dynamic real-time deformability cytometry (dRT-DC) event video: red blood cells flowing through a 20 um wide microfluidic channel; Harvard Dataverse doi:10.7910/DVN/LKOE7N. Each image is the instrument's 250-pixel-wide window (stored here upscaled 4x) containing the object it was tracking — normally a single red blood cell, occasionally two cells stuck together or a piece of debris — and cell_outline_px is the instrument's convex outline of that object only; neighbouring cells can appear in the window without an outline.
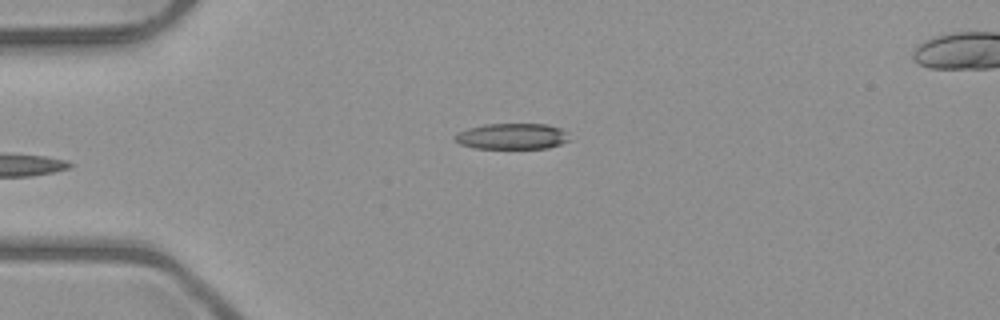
{"species": "common noctule bat (a hibernating species)", "species_latin": "Nyctalus noctula", "temperature_condition": "room temperature", "stored_images_in_passage": 35, "camera_frame_rate_fps": 3000, "um_per_image_px": 0.085, "animal": {"sex": "male", "body_mass_g": 23.1, "forearm_length_mm": 52.7}, "frame": {"image": 1, "passage_image": 1, "time_ms": 0.0, "image_size_px": [1000, 320], "cell_outline_px": [[572, 140], [548, 148], [476, 148], [460, 144], [452, 136], [456, 132], [468, 128], [484, 124], [548, 124], [560, 128]], "centroid_in_image_um": [43.51, 11.58], "position_along_channel_um": 41.5, "area_um2": 17.34}}
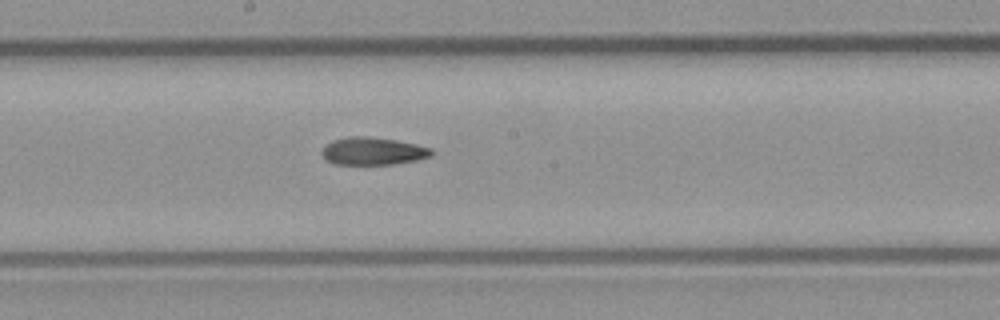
{"frame": {"image": 2, "passage_image": 16, "time_ms": 5.0, "image_size_px": [1000, 320], "cell_outline_px": [[436, 152], [432, 156], [416, 160], [396, 164], [336, 164], [324, 160], [320, 152], [332, 140], [348, 136], [364, 136], [396, 140], [416, 144], [432, 148]], "centroid_in_image_um": [31.72, 12.85], "position_along_channel_um": 216.5, "area_um2": 17.8}}
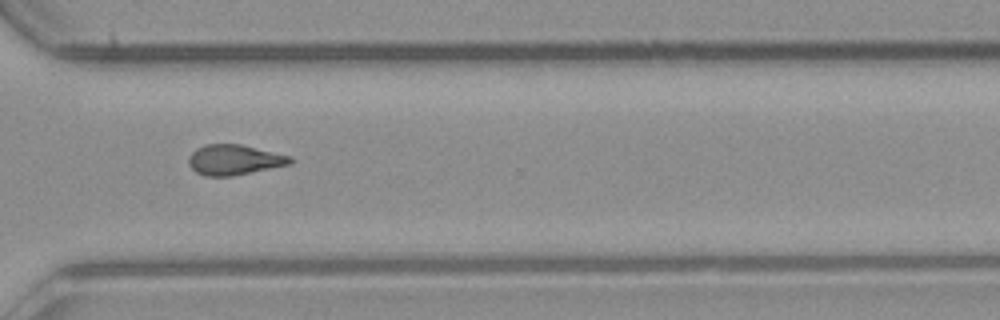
{"frame": {"image": 3, "passage_image": 26, "time_ms": 8.333, "image_size_px": [1000, 320], "cell_outline_px": [[296, 160], [292, 164], [232, 176], [204, 176], [196, 172], [188, 164], [188, 156], [196, 148], [204, 144], [240, 144], [292, 156]], "centroid_in_image_um": [19.93, 13.58], "position_along_channel_um": 350.7, "area_um2": 18.15}, "authors_computed_cell_mechanics": {"area_um2": 17.629, "velocity_mm_per_s": 4.0361, "shape_relaxation_time_tau1_ms": null, "shape_relaxation_time_tau2_ms": 10.2425, "deformation_change_tau1": null, "deformation_change_tau2": 0.2324}}